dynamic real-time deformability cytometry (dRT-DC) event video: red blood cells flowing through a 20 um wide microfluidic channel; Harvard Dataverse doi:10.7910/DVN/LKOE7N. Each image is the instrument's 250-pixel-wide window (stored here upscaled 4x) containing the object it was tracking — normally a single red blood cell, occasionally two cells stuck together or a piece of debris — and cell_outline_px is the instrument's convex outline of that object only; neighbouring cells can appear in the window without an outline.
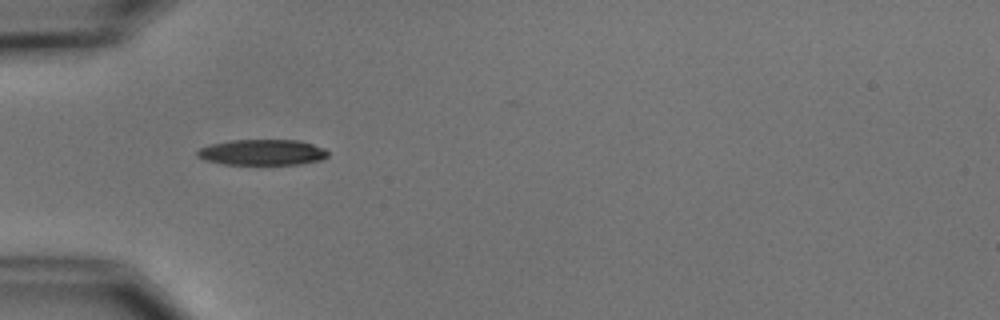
{"species": "common noctule bat (a hibernating species)", "species_latin": "Nyctalus noctula", "temperature_condition": "cold", "stored_images_in_passage": 6, "camera_frame_rate_fps": 3000, "um_per_image_px": 0.085, "animal": {"sex": "male", "body_mass_g": 15.6}, "frame": {"image": 1, "passage_image": 5, "time_ms": 4.667, "image_size_px": [1000, 320], "cell_outline_px": [[328, 156], [320, 160], [300, 164], [224, 164], [204, 160], [196, 156], [196, 152], [200, 148], [212, 144], [232, 140], [300, 140], [324, 148], [328, 152]], "centroid_in_image_um": [22.29, 12.95], "position_along_channel_um": 62.7, "area_um2": 19.54}}